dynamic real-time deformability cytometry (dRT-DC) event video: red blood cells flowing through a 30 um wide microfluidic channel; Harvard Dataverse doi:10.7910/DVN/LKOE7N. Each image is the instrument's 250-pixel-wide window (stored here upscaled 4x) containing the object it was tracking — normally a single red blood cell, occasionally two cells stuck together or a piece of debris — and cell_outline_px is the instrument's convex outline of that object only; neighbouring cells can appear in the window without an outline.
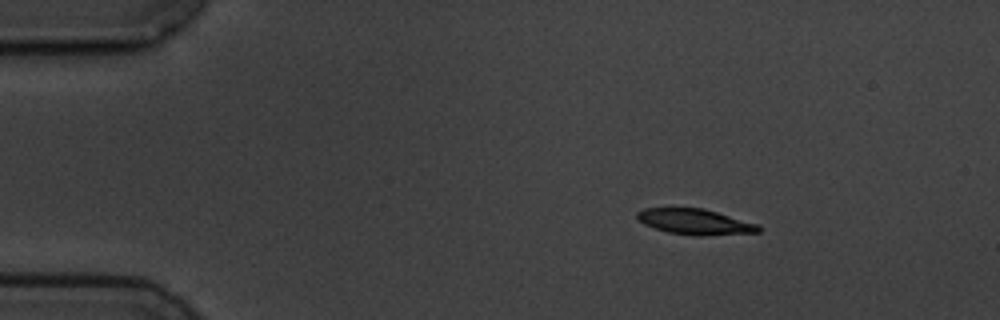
{"species": "common noctule bat (a hibernating species)", "species_latin": "Nyctalus noctula", "temperature_condition": "cold", "stored_images_in_passage": 4, "camera_frame_rate_fps": 3000, "um_per_image_px": 0.085, "animal": {"sex": "male", "body_mass_g": 19.5, "forearm_length_mm": 54.6}, "frame": {"image": 1, "passage_image": 2, "time_ms": 1.0, "image_size_px": [1000, 320], "cell_outline_px": [[760, 232], [704, 236], [696, 236], [668, 232], [644, 224], [636, 216], [636, 212], [644, 208], [704, 208], [760, 224]], "centroid_in_image_um": [59.12, 18.85], "position_along_channel_um": 25.9, "area_um2": 18.21}}